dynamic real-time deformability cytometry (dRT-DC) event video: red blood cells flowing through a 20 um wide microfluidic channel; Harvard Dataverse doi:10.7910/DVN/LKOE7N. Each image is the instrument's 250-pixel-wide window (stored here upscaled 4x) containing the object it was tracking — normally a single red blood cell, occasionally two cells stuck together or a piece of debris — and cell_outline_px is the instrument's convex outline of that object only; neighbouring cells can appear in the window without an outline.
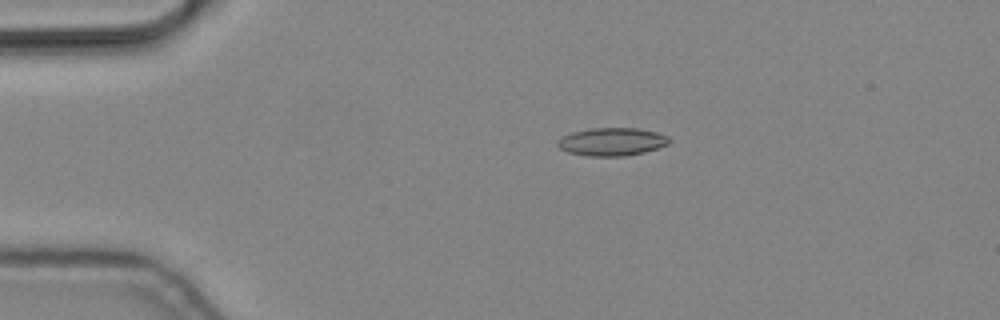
{"species": "common noctule bat (a hibernating species)", "species_latin": "Nyctalus noctula", "temperature_condition": "cold", "stored_images_in_passage": 5, "camera_frame_rate_fps": 3000, "um_per_image_px": 0.085, "animal": {"sex": "male", "body_mass_g": 19.2, "forearm_length_mm": 51.8}, "frame": {"image": 1, "passage_image": 4, "time_ms": 1.0, "image_size_px": [1000, 320], "cell_outline_px": [[672, 140], [668, 144], [644, 152], [624, 156], [588, 156], [568, 152], [560, 148], [556, 144], [556, 140], [572, 132], [592, 128], [636, 128], [656, 132], [668, 136]], "centroid_in_image_um": [52.01, 12.04], "position_along_channel_um": 33.0, "area_um2": 18.15}}